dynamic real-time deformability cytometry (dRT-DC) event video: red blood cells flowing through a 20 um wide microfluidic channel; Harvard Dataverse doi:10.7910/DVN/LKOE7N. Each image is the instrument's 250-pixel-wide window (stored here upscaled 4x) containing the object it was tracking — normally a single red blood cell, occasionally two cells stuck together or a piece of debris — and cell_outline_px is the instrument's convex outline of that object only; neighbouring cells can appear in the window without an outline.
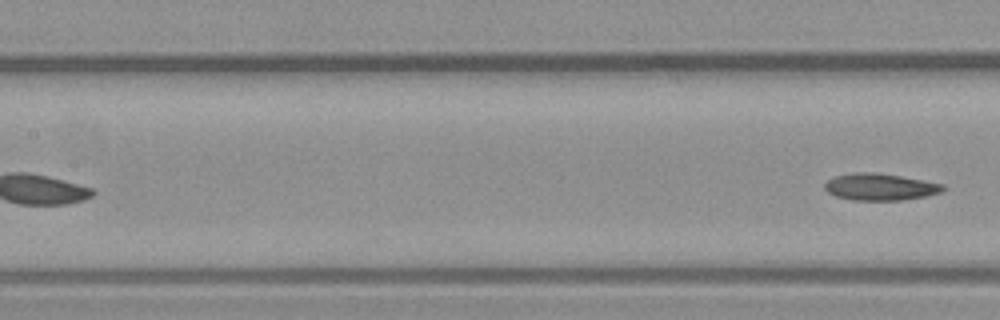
{"species": "common noctule bat (a hibernating species)", "species_latin": "Nyctalus noctula", "temperature_condition": "warm", "stored_images_in_passage": 5, "segment_of_instrument_passage": [2, 2], "camera_frame_rate_fps": 3000, "um_per_image_px": 0.085, "animal": {"sex": "male", "body_mass_g": 23.1, "forearm_length_mm": 52.7}, "frame": {"image": 1, "passage_image": 5, "time_ms": 1.333, "image_size_px": [1000, 320], "cell_outline_px": [[944, 188], [940, 192], [924, 196], [900, 200], [852, 200], [836, 196], [828, 192], [824, 188], [824, 184], [832, 176], [856, 172], [872, 172], [900, 176], [944, 184]], "centroid_in_image_um": [74.75, 15.88], "position_along_channel_um": 132.7, "area_um2": 18.32}}